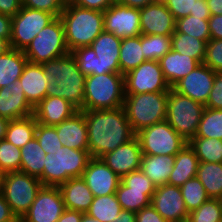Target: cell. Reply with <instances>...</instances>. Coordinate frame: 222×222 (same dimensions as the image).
Segmentation results:
<instances>
[{"label":"cell","mask_w":222,"mask_h":222,"mask_svg":"<svg viewBox=\"0 0 222 222\" xmlns=\"http://www.w3.org/2000/svg\"><path fill=\"white\" fill-rule=\"evenodd\" d=\"M84 115L91 157L101 158L136 136L123 106L116 109L84 111Z\"/></svg>","instance_id":"6da1fadb"},{"label":"cell","mask_w":222,"mask_h":222,"mask_svg":"<svg viewBox=\"0 0 222 222\" xmlns=\"http://www.w3.org/2000/svg\"><path fill=\"white\" fill-rule=\"evenodd\" d=\"M42 68L51 79L47 96L64 98L78 110L84 111L86 76L79 70L72 53L45 62Z\"/></svg>","instance_id":"7a4b0ae2"},{"label":"cell","mask_w":222,"mask_h":222,"mask_svg":"<svg viewBox=\"0 0 222 222\" xmlns=\"http://www.w3.org/2000/svg\"><path fill=\"white\" fill-rule=\"evenodd\" d=\"M121 41L113 33L103 31L90 46L76 48L71 53L85 76L120 73Z\"/></svg>","instance_id":"3957f363"},{"label":"cell","mask_w":222,"mask_h":222,"mask_svg":"<svg viewBox=\"0 0 222 222\" xmlns=\"http://www.w3.org/2000/svg\"><path fill=\"white\" fill-rule=\"evenodd\" d=\"M64 26L65 41L71 52L76 48L90 46L104 31V12L83 8L66 2L60 15Z\"/></svg>","instance_id":"277c9868"},{"label":"cell","mask_w":222,"mask_h":222,"mask_svg":"<svg viewBox=\"0 0 222 222\" xmlns=\"http://www.w3.org/2000/svg\"><path fill=\"white\" fill-rule=\"evenodd\" d=\"M125 100L124 75L106 73L85 79L84 111L116 109Z\"/></svg>","instance_id":"5b68a950"},{"label":"cell","mask_w":222,"mask_h":222,"mask_svg":"<svg viewBox=\"0 0 222 222\" xmlns=\"http://www.w3.org/2000/svg\"><path fill=\"white\" fill-rule=\"evenodd\" d=\"M90 158L88 150L63 146L54 155L46 154L43 174L39 179L43 186H59L70 178L82 177Z\"/></svg>","instance_id":"8992f818"},{"label":"cell","mask_w":222,"mask_h":222,"mask_svg":"<svg viewBox=\"0 0 222 222\" xmlns=\"http://www.w3.org/2000/svg\"><path fill=\"white\" fill-rule=\"evenodd\" d=\"M167 99L168 92L125 95L123 107L135 134L166 119Z\"/></svg>","instance_id":"52a82bcc"},{"label":"cell","mask_w":222,"mask_h":222,"mask_svg":"<svg viewBox=\"0 0 222 222\" xmlns=\"http://www.w3.org/2000/svg\"><path fill=\"white\" fill-rule=\"evenodd\" d=\"M204 109V104L170 88L165 120L189 143L197 133Z\"/></svg>","instance_id":"ba28073f"},{"label":"cell","mask_w":222,"mask_h":222,"mask_svg":"<svg viewBox=\"0 0 222 222\" xmlns=\"http://www.w3.org/2000/svg\"><path fill=\"white\" fill-rule=\"evenodd\" d=\"M42 186L40 179L21 171L3 174L1 192L18 220L28 211Z\"/></svg>","instance_id":"9c48e42d"},{"label":"cell","mask_w":222,"mask_h":222,"mask_svg":"<svg viewBox=\"0 0 222 222\" xmlns=\"http://www.w3.org/2000/svg\"><path fill=\"white\" fill-rule=\"evenodd\" d=\"M69 53L60 17L44 27L24 50L28 62L34 64H43Z\"/></svg>","instance_id":"30bf717a"},{"label":"cell","mask_w":222,"mask_h":222,"mask_svg":"<svg viewBox=\"0 0 222 222\" xmlns=\"http://www.w3.org/2000/svg\"><path fill=\"white\" fill-rule=\"evenodd\" d=\"M143 155H176L187 142L163 120L136 133Z\"/></svg>","instance_id":"8fae6325"},{"label":"cell","mask_w":222,"mask_h":222,"mask_svg":"<svg viewBox=\"0 0 222 222\" xmlns=\"http://www.w3.org/2000/svg\"><path fill=\"white\" fill-rule=\"evenodd\" d=\"M55 18L51 13L22 6L12 17L10 47L24 51L37 34Z\"/></svg>","instance_id":"7c38bea8"},{"label":"cell","mask_w":222,"mask_h":222,"mask_svg":"<svg viewBox=\"0 0 222 222\" xmlns=\"http://www.w3.org/2000/svg\"><path fill=\"white\" fill-rule=\"evenodd\" d=\"M125 95L169 92L159 61L146 60L124 75Z\"/></svg>","instance_id":"4fadbf2b"},{"label":"cell","mask_w":222,"mask_h":222,"mask_svg":"<svg viewBox=\"0 0 222 222\" xmlns=\"http://www.w3.org/2000/svg\"><path fill=\"white\" fill-rule=\"evenodd\" d=\"M65 210L58 186H42L19 222H57Z\"/></svg>","instance_id":"5bb4252c"},{"label":"cell","mask_w":222,"mask_h":222,"mask_svg":"<svg viewBox=\"0 0 222 222\" xmlns=\"http://www.w3.org/2000/svg\"><path fill=\"white\" fill-rule=\"evenodd\" d=\"M104 31L124 39L141 35L140 9L115 1L104 11Z\"/></svg>","instance_id":"9a60e30c"},{"label":"cell","mask_w":222,"mask_h":222,"mask_svg":"<svg viewBox=\"0 0 222 222\" xmlns=\"http://www.w3.org/2000/svg\"><path fill=\"white\" fill-rule=\"evenodd\" d=\"M151 205L167 222H186L188 211L180 187L159 185L151 197Z\"/></svg>","instance_id":"2e32d148"},{"label":"cell","mask_w":222,"mask_h":222,"mask_svg":"<svg viewBox=\"0 0 222 222\" xmlns=\"http://www.w3.org/2000/svg\"><path fill=\"white\" fill-rule=\"evenodd\" d=\"M216 72L201 63L172 88L194 101L206 104L213 87Z\"/></svg>","instance_id":"e0dca14e"},{"label":"cell","mask_w":222,"mask_h":222,"mask_svg":"<svg viewBox=\"0 0 222 222\" xmlns=\"http://www.w3.org/2000/svg\"><path fill=\"white\" fill-rule=\"evenodd\" d=\"M82 178L93 193L94 197L115 194L121 178L111 169L102 158L91 157Z\"/></svg>","instance_id":"ac0fdd59"},{"label":"cell","mask_w":222,"mask_h":222,"mask_svg":"<svg viewBox=\"0 0 222 222\" xmlns=\"http://www.w3.org/2000/svg\"><path fill=\"white\" fill-rule=\"evenodd\" d=\"M176 20L166 4L151 3L140 9V30L143 35H172Z\"/></svg>","instance_id":"d6986e66"},{"label":"cell","mask_w":222,"mask_h":222,"mask_svg":"<svg viewBox=\"0 0 222 222\" xmlns=\"http://www.w3.org/2000/svg\"><path fill=\"white\" fill-rule=\"evenodd\" d=\"M143 153L138 138L120 145L114 151L108 152L101 158L120 178L132 171L140 169Z\"/></svg>","instance_id":"ffe728a7"},{"label":"cell","mask_w":222,"mask_h":222,"mask_svg":"<svg viewBox=\"0 0 222 222\" xmlns=\"http://www.w3.org/2000/svg\"><path fill=\"white\" fill-rule=\"evenodd\" d=\"M33 114L34 107L27 101L18 81L0 88V117L16 120Z\"/></svg>","instance_id":"44dd1931"},{"label":"cell","mask_w":222,"mask_h":222,"mask_svg":"<svg viewBox=\"0 0 222 222\" xmlns=\"http://www.w3.org/2000/svg\"><path fill=\"white\" fill-rule=\"evenodd\" d=\"M27 101L35 108L48 94L51 79L44 74L42 64L27 62L18 80Z\"/></svg>","instance_id":"7402d4cb"},{"label":"cell","mask_w":222,"mask_h":222,"mask_svg":"<svg viewBox=\"0 0 222 222\" xmlns=\"http://www.w3.org/2000/svg\"><path fill=\"white\" fill-rule=\"evenodd\" d=\"M79 110L61 97L46 96L35 108L34 116L37 123L55 126L72 117Z\"/></svg>","instance_id":"603a6c76"},{"label":"cell","mask_w":222,"mask_h":222,"mask_svg":"<svg viewBox=\"0 0 222 222\" xmlns=\"http://www.w3.org/2000/svg\"><path fill=\"white\" fill-rule=\"evenodd\" d=\"M55 128L63 146L88 150V132L84 111L79 110L72 117L55 125Z\"/></svg>","instance_id":"cb8c5ba5"},{"label":"cell","mask_w":222,"mask_h":222,"mask_svg":"<svg viewBox=\"0 0 222 222\" xmlns=\"http://www.w3.org/2000/svg\"><path fill=\"white\" fill-rule=\"evenodd\" d=\"M58 187L66 209L83 213L89 210L94 196L82 177L70 178Z\"/></svg>","instance_id":"d4e9b609"},{"label":"cell","mask_w":222,"mask_h":222,"mask_svg":"<svg viewBox=\"0 0 222 222\" xmlns=\"http://www.w3.org/2000/svg\"><path fill=\"white\" fill-rule=\"evenodd\" d=\"M164 79L172 88L201 63L194 58L172 50L159 60Z\"/></svg>","instance_id":"484cf974"},{"label":"cell","mask_w":222,"mask_h":222,"mask_svg":"<svg viewBox=\"0 0 222 222\" xmlns=\"http://www.w3.org/2000/svg\"><path fill=\"white\" fill-rule=\"evenodd\" d=\"M199 160L195 151L187 143L176 155L168 185L182 186L186 181L196 177Z\"/></svg>","instance_id":"4316f807"},{"label":"cell","mask_w":222,"mask_h":222,"mask_svg":"<svg viewBox=\"0 0 222 222\" xmlns=\"http://www.w3.org/2000/svg\"><path fill=\"white\" fill-rule=\"evenodd\" d=\"M175 155H143L140 169L156 185L167 184Z\"/></svg>","instance_id":"83f0119b"},{"label":"cell","mask_w":222,"mask_h":222,"mask_svg":"<svg viewBox=\"0 0 222 222\" xmlns=\"http://www.w3.org/2000/svg\"><path fill=\"white\" fill-rule=\"evenodd\" d=\"M28 60L24 51L10 48L0 55V88L17 82Z\"/></svg>","instance_id":"f1b7e54d"},{"label":"cell","mask_w":222,"mask_h":222,"mask_svg":"<svg viewBox=\"0 0 222 222\" xmlns=\"http://www.w3.org/2000/svg\"><path fill=\"white\" fill-rule=\"evenodd\" d=\"M44 161H46V153L36 137L21 148V172L39 179L43 174Z\"/></svg>","instance_id":"f546056e"},{"label":"cell","mask_w":222,"mask_h":222,"mask_svg":"<svg viewBox=\"0 0 222 222\" xmlns=\"http://www.w3.org/2000/svg\"><path fill=\"white\" fill-rule=\"evenodd\" d=\"M196 177L212 199H222V163L199 162Z\"/></svg>","instance_id":"4dcf8cb0"},{"label":"cell","mask_w":222,"mask_h":222,"mask_svg":"<svg viewBox=\"0 0 222 222\" xmlns=\"http://www.w3.org/2000/svg\"><path fill=\"white\" fill-rule=\"evenodd\" d=\"M144 61L146 60L141 46V35L122 39L119 56L120 73L125 75Z\"/></svg>","instance_id":"1f68e13d"},{"label":"cell","mask_w":222,"mask_h":222,"mask_svg":"<svg viewBox=\"0 0 222 222\" xmlns=\"http://www.w3.org/2000/svg\"><path fill=\"white\" fill-rule=\"evenodd\" d=\"M37 121L34 115L23 119L10 120L5 139L16 147L22 148L35 138Z\"/></svg>","instance_id":"d6a6232c"},{"label":"cell","mask_w":222,"mask_h":222,"mask_svg":"<svg viewBox=\"0 0 222 222\" xmlns=\"http://www.w3.org/2000/svg\"><path fill=\"white\" fill-rule=\"evenodd\" d=\"M155 190H137L125 186L121 181L118 185L116 196L122 210L137 213L142 208L151 205V197Z\"/></svg>","instance_id":"836d02e7"},{"label":"cell","mask_w":222,"mask_h":222,"mask_svg":"<svg viewBox=\"0 0 222 222\" xmlns=\"http://www.w3.org/2000/svg\"><path fill=\"white\" fill-rule=\"evenodd\" d=\"M207 42L175 30L171 35L172 50L187 55L200 63L204 62Z\"/></svg>","instance_id":"e575fe53"},{"label":"cell","mask_w":222,"mask_h":222,"mask_svg":"<svg viewBox=\"0 0 222 222\" xmlns=\"http://www.w3.org/2000/svg\"><path fill=\"white\" fill-rule=\"evenodd\" d=\"M121 211L122 207L116 194H109L94 197L86 213L101 222H113Z\"/></svg>","instance_id":"d590c367"},{"label":"cell","mask_w":222,"mask_h":222,"mask_svg":"<svg viewBox=\"0 0 222 222\" xmlns=\"http://www.w3.org/2000/svg\"><path fill=\"white\" fill-rule=\"evenodd\" d=\"M199 162L222 163V140L194 137L189 143Z\"/></svg>","instance_id":"8d00e7d4"},{"label":"cell","mask_w":222,"mask_h":222,"mask_svg":"<svg viewBox=\"0 0 222 222\" xmlns=\"http://www.w3.org/2000/svg\"><path fill=\"white\" fill-rule=\"evenodd\" d=\"M195 137L222 140V109L205 107Z\"/></svg>","instance_id":"74e56055"},{"label":"cell","mask_w":222,"mask_h":222,"mask_svg":"<svg viewBox=\"0 0 222 222\" xmlns=\"http://www.w3.org/2000/svg\"><path fill=\"white\" fill-rule=\"evenodd\" d=\"M141 46H143L145 60L159 61L172 49L171 35L141 34Z\"/></svg>","instance_id":"f35d334b"},{"label":"cell","mask_w":222,"mask_h":222,"mask_svg":"<svg viewBox=\"0 0 222 222\" xmlns=\"http://www.w3.org/2000/svg\"><path fill=\"white\" fill-rule=\"evenodd\" d=\"M180 190L188 213L198 209L204 202L210 199L197 177L186 181L180 186Z\"/></svg>","instance_id":"ab89813d"},{"label":"cell","mask_w":222,"mask_h":222,"mask_svg":"<svg viewBox=\"0 0 222 222\" xmlns=\"http://www.w3.org/2000/svg\"><path fill=\"white\" fill-rule=\"evenodd\" d=\"M175 30L206 42L211 39L208 19H202V17L188 15L180 18L176 20Z\"/></svg>","instance_id":"60d3db41"},{"label":"cell","mask_w":222,"mask_h":222,"mask_svg":"<svg viewBox=\"0 0 222 222\" xmlns=\"http://www.w3.org/2000/svg\"><path fill=\"white\" fill-rule=\"evenodd\" d=\"M186 222H222V199L210 198L198 209L189 212Z\"/></svg>","instance_id":"b9f144b4"},{"label":"cell","mask_w":222,"mask_h":222,"mask_svg":"<svg viewBox=\"0 0 222 222\" xmlns=\"http://www.w3.org/2000/svg\"><path fill=\"white\" fill-rule=\"evenodd\" d=\"M21 148L6 139L0 140V170L3 173L20 171Z\"/></svg>","instance_id":"7bdbcfd3"},{"label":"cell","mask_w":222,"mask_h":222,"mask_svg":"<svg viewBox=\"0 0 222 222\" xmlns=\"http://www.w3.org/2000/svg\"><path fill=\"white\" fill-rule=\"evenodd\" d=\"M35 137L46 154L51 153L54 155L56 151L63 147L55 126L37 123Z\"/></svg>","instance_id":"ee69618b"},{"label":"cell","mask_w":222,"mask_h":222,"mask_svg":"<svg viewBox=\"0 0 222 222\" xmlns=\"http://www.w3.org/2000/svg\"><path fill=\"white\" fill-rule=\"evenodd\" d=\"M203 63L215 72H222V39L208 40Z\"/></svg>","instance_id":"f6af8a7d"},{"label":"cell","mask_w":222,"mask_h":222,"mask_svg":"<svg viewBox=\"0 0 222 222\" xmlns=\"http://www.w3.org/2000/svg\"><path fill=\"white\" fill-rule=\"evenodd\" d=\"M22 6L32 9H38L60 17L65 8L64 0H21Z\"/></svg>","instance_id":"bcb514c9"},{"label":"cell","mask_w":222,"mask_h":222,"mask_svg":"<svg viewBox=\"0 0 222 222\" xmlns=\"http://www.w3.org/2000/svg\"><path fill=\"white\" fill-rule=\"evenodd\" d=\"M121 182L129 188L137 190H156L157 187L141 169L123 176Z\"/></svg>","instance_id":"7dc6e473"},{"label":"cell","mask_w":222,"mask_h":222,"mask_svg":"<svg viewBox=\"0 0 222 222\" xmlns=\"http://www.w3.org/2000/svg\"><path fill=\"white\" fill-rule=\"evenodd\" d=\"M195 1L196 0H169L166 6L175 20H178L190 15V12H193Z\"/></svg>","instance_id":"c3c4849f"},{"label":"cell","mask_w":222,"mask_h":222,"mask_svg":"<svg viewBox=\"0 0 222 222\" xmlns=\"http://www.w3.org/2000/svg\"><path fill=\"white\" fill-rule=\"evenodd\" d=\"M205 107L222 109V72H216L212 90Z\"/></svg>","instance_id":"681fc988"},{"label":"cell","mask_w":222,"mask_h":222,"mask_svg":"<svg viewBox=\"0 0 222 222\" xmlns=\"http://www.w3.org/2000/svg\"><path fill=\"white\" fill-rule=\"evenodd\" d=\"M136 222H167L152 205L142 208L136 213Z\"/></svg>","instance_id":"f907efd6"},{"label":"cell","mask_w":222,"mask_h":222,"mask_svg":"<svg viewBox=\"0 0 222 222\" xmlns=\"http://www.w3.org/2000/svg\"><path fill=\"white\" fill-rule=\"evenodd\" d=\"M116 0H72L71 3L77 6L96 11H105Z\"/></svg>","instance_id":"816d5d0a"},{"label":"cell","mask_w":222,"mask_h":222,"mask_svg":"<svg viewBox=\"0 0 222 222\" xmlns=\"http://www.w3.org/2000/svg\"><path fill=\"white\" fill-rule=\"evenodd\" d=\"M21 0H0V14L14 17L21 9Z\"/></svg>","instance_id":"f5cc1de1"},{"label":"cell","mask_w":222,"mask_h":222,"mask_svg":"<svg viewBox=\"0 0 222 222\" xmlns=\"http://www.w3.org/2000/svg\"><path fill=\"white\" fill-rule=\"evenodd\" d=\"M208 23L211 39H222V15H211Z\"/></svg>","instance_id":"db71d44e"},{"label":"cell","mask_w":222,"mask_h":222,"mask_svg":"<svg viewBox=\"0 0 222 222\" xmlns=\"http://www.w3.org/2000/svg\"><path fill=\"white\" fill-rule=\"evenodd\" d=\"M0 222H19L17 217L12 213L10 206L5 201L0 190Z\"/></svg>","instance_id":"11a10c76"},{"label":"cell","mask_w":222,"mask_h":222,"mask_svg":"<svg viewBox=\"0 0 222 222\" xmlns=\"http://www.w3.org/2000/svg\"><path fill=\"white\" fill-rule=\"evenodd\" d=\"M12 18L0 14V38L6 39L10 43Z\"/></svg>","instance_id":"9f6ffc18"},{"label":"cell","mask_w":222,"mask_h":222,"mask_svg":"<svg viewBox=\"0 0 222 222\" xmlns=\"http://www.w3.org/2000/svg\"><path fill=\"white\" fill-rule=\"evenodd\" d=\"M190 15L202 17V19H209L211 17V13L206 0H196L193 12H190Z\"/></svg>","instance_id":"6f0895ef"},{"label":"cell","mask_w":222,"mask_h":222,"mask_svg":"<svg viewBox=\"0 0 222 222\" xmlns=\"http://www.w3.org/2000/svg\"><path fill=\"white\" fill-rule=\"evenodd\" d=\"M83 212L66 209L57 222H81Z\"/></svg>","instance_id":"680465c9"},{"label":"cell","mask_w":222,"mask_h":222,"mask_svg":"<svg viewBox=\"0 0 222 222\" xmlns=\"http://www.w3.org/2000/svg\"><path fill=\"white\" fill-rule=\"evenodd\" d=\"M116 1L122 5L137 9L144 8L146 5L154 2V0H116Z\"/></svg>","instance_id":"91938a15"},{"label":"cell","mask_w":222,"mask_h":222,"mask_svg":"<svg viewBox=\"0 0 222 222\" xmlns=\"http://www.w3.org/2000/svg\"><path fill=\"white\" fill-rule=\"evenodd\" d=\"M113 222H136V213L128 210H122Z\"/></svg>","instance_id":"94428289"},{"label":"cell","mask_w":222,"mask_h":222,"mask_svg":"<svg viewBox=\"0 0 222 222\" xmlns=\"http://www.w3.org/2000/svg\"><path fill=\"white\" fill-rule=\"evenodd\" d=\"M211 15H222V0H206Z\"/></svg>","instance_id":"6125c7cd"},{"label":"cell","mask_w":222,"mask_h":222,"mask_svg":"<svg viewBox=\"0 0 222 222\" xmlns=\"http://www.w3.org/2000/svg\"><path fill=\"white\" fill-rule=\"evenodd\" d=\"M9 119L0 117V140L5 139Z\"/></svg>","instance_id":"be15d7a7"},{"label":"cell","mask_w":222,"mask_h":222,"mask_svg":"<svg viewBox=\"0 0 222 222\" xmlns=\"http://www.w3.org/2000/svg\"><path fill=\"white\" fill-rule=\"evenodd\" d=\"M10 48V43L6 39L0 38V55L7 52Z\"/></svg>","instance_id":"e7e4bbea"},{"label":"cell","mask_w":222,"mask_h":222,"mask_svg":"<svg viewBox=\"0 0 222 222\" xmlns=\"http://www.w3.org/2000/svg\"><path fill=\"white\" fill-rule=\"evenodd\" d=\"M81 222H101L96 218L89 216L87 213L82 214Z\"/></svg>","instance_id":"03108f58"},{"label":"cell","mask_w":222,"mask_h":222,"mask_svg":"<svg viewBox=\"0 0 222 222\" xmlns=\"http://www.w3.org/2000/svg\"><path fill=\"white\" fill-rule=\"evenodd\" d=\"M169 0H154V3L166 4Z\"/></svg>","instance_id":"003e7915"},{"label":"cell","mask_w":222,"mask_h":222,"mask_svg":"<svg viewBox=\"0 0 222 222\" xmlns=\"http://www.w3.org/2000/svg\"><path fill=\"white\" fill-rule=\"evenodd\" d=\"M3 174L4 173L0 170V190H1V187H2Z\"/></svg>","instance_id":"a7ac6f4b"}]
</instances>
